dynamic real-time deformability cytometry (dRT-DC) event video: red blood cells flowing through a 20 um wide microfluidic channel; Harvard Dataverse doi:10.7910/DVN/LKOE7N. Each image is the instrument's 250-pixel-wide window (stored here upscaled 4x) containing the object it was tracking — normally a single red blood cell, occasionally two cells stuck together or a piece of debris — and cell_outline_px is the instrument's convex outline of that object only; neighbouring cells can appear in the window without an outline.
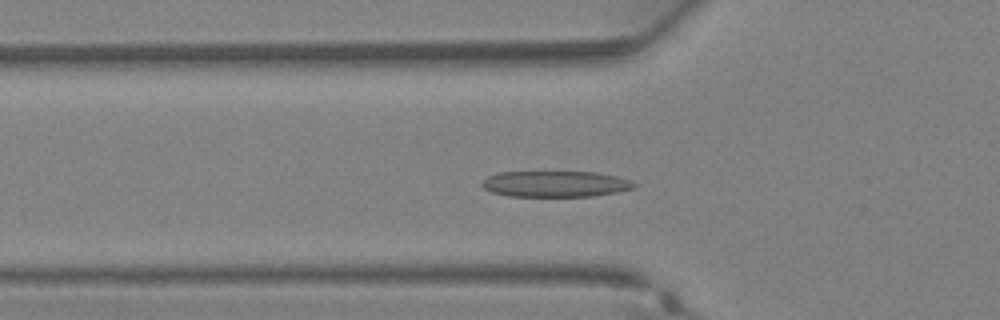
{"species": "Egyptian fruit bat (a non-hibernating species)", "species_latin": "Rousettus aegyptiacus", "temperature_condition": "warm", "stored_images_in_passage": 32, "camera_frame_rate_fps": 3000, "um_per_image_px": 0.085, "animal": {"sex": "female"}, "frame": {"image": 1, "passage_image": 7, "time_ms": 2.0, "image_size_px": [1000, 320], "cell_outline_px": [[636, 188], [616, 192], [592, 196], [508, 196], [492, 192], [484, 188], [480, 184], [488, 176], [496, 172], [596, 172], [616, 176], [632, 180], [636, 184]], "centroid_in_image_um": [47.22, 15.63], "position_along_channel_um": 78.6, "area_um2": 23.12}}
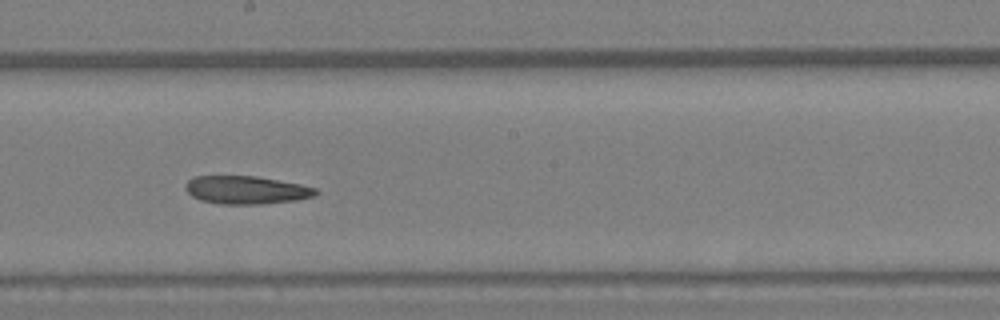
{"frame": {"image": 2, "passage_image": 15, "time_ms": 4.667, "image_size_px": [1000, 320], "cell_outline_px": [[320, 192], [316, 196], [296, 200], [256, 204], [220, 204], [200, 200], [192, 196], [188, 192], [184, 184], [188, 180], [196, 176], [256, 176], [300, 184], [316, 188]], "centroid_in_image_um": [20.94, 16.15], "position_along_channel_um": 227.3, "area_um2": 21.27}}
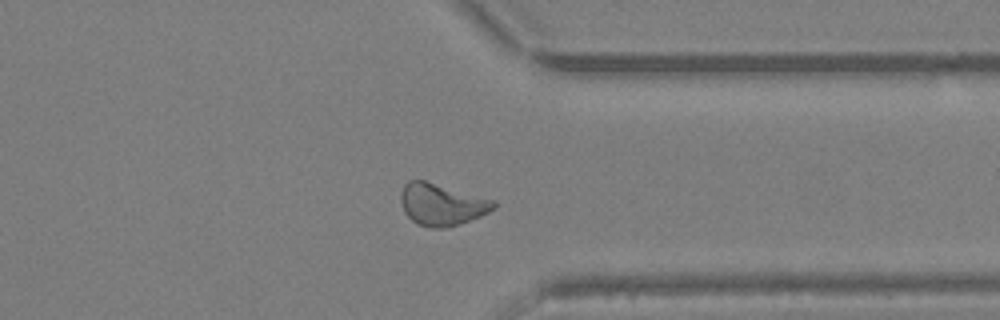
{"frame": {"image": 3, "passage_image": 23, "time_ms": 7.333, "image_size_px": [1000, 320], "cell_outline_px": [[496, 208], [480, 216], [444, 228], [428, 228], [416, 224], [404, 212], [400, 200], [400, 192], [404, 184], [408, 180], [424, 180], [496, 200]], "centroid_in_image_um": [37.52, 17.37], "position_along_channel_um": 373.9, "area_um2": 22.72}}